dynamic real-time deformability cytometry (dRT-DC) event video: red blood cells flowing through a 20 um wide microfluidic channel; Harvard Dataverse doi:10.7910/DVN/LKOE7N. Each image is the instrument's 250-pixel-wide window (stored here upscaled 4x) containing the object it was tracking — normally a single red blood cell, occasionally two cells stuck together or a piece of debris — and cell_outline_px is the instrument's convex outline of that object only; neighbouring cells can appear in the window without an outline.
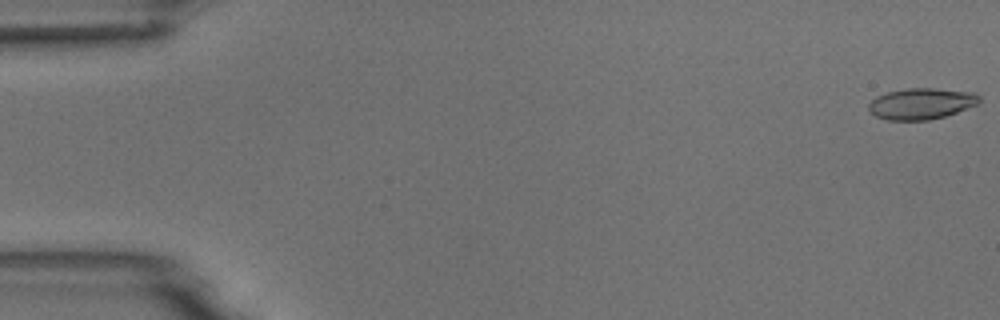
{"species": "common noctule bat (a hibernating species)", "species_latin": "Nyctalus noctula", "temperature_condition": "room temperature", "stored_images_in_passage": 54, "camera_frame_rate_fps": 3000, "um_per_image_px": 0.085, "animal": {"sex": "male", "body_mass_g": 18.8}, "frame": {"image": 1, "passage_image": 1, "time_ms": 0.0, "image_size_px": [1000, 320], "cell_outline_px": [[980, 100], [976, 104], [956, 112], [944, 116], [928, 120], [888, 120], [876, 116], [868, 108], [868, 104], [876, 96], [888, 92], [908, 88], [932, 88], [976, 92], [980, 96]], "centroid_in_image_um": [78.31, 8.8], "position_along_channel_um": 6.7, "area_um2": 19.94}}
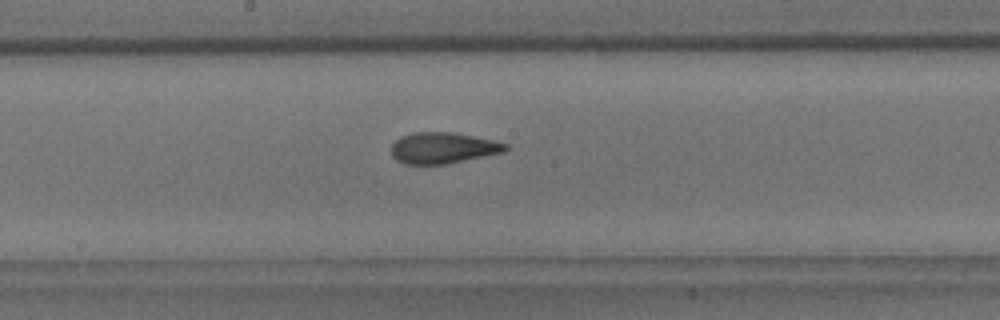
{"frame": {"image": 2, "passage_image": 29, "time_ms": 9.333, "image_size_px": [1000, 320], "cell_outline_px": [[508, 148], [504, 152], [444, 164], [404, 164], [396, 160], [392, 156], [392, 144], [400, 136], [412, 132], [452, 132], [496, 140], [508, 144]], "centroid_in_image_um": [37.65, 12.56], "position_along_channel_um": 210.6, "area_um2": 20.75}}
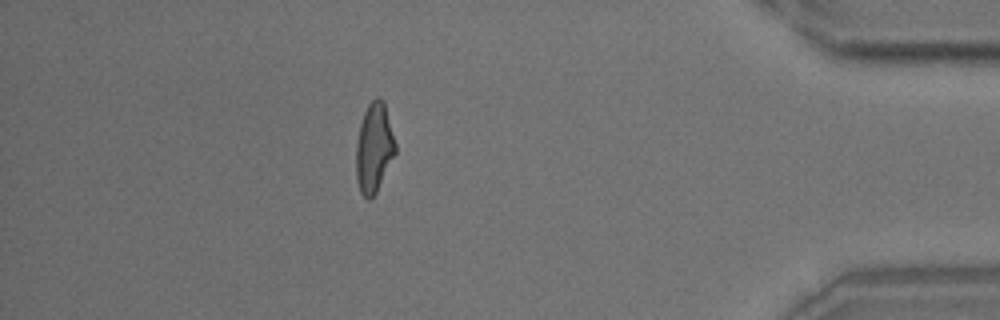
{"frame": {"image": 3, "passage_image": 48, "time_ms": 15.667, "image_size_px": [1000, 320], "cell_outline_px": [[396, 152], [372, 200], [368, 200], [360, 192], [356, 180], [356, 144], [360, 124], [364, 112], [368, 104], [376, 96], [380, 96], [384, 100], [396, 144]], "centroid_in_image_um": [31.79, 12.55], "position_along_channel_um": 403.4, "area_um2": 20.63}, "authors_computed_cell_mechanics": {"area_um2": 20.5768, "velocity_mm_per_s": 3.7362, "shape_relaxation_time_tau1_ms": 6.7836, "shape_relaxation_time_tau2_ms": 1.5673, "deformation_change_tau1": 0.1892, "deformation_change_tau2": 0.084}}